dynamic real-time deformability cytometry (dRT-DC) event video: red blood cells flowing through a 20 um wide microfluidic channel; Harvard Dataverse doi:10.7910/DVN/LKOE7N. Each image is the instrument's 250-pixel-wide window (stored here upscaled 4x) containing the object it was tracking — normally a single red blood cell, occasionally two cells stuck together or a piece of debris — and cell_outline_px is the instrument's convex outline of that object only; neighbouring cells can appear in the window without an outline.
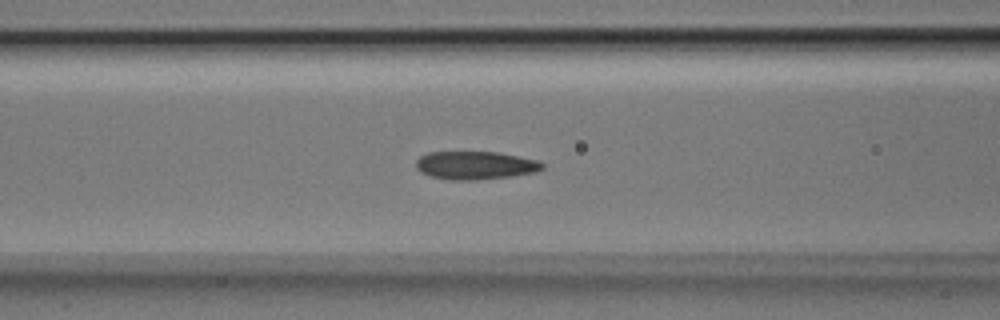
{"species": "Egyptian fruit bat (a non-hibernating species)", "species_latin": "Rousettus aegyptiacus", "temperature_condition": "room temperature", "stored_images_in_passage": 35, "camera_frame_rate_fps": 3000, "um_per_image_px": 0.085, "animal": {"sex": "male"}, "frame": {"image": 1, "passage_image": 5, "time_ms": 1.333, "image_size_px": [1000, 320], "cell_outline_px": [[544, 168], [536, 172], [512, 176], [476, 180], [452, 180], [432, 176], [420, 172], [416, 168], [416, 160], [420, 156], [428, 152], [500, 152], [540, 160], [544, 164]], "centroid_in_image_um": [40.44, 14.05], "position_along_channel_um": 126.2, "area_um2": 20.92}}
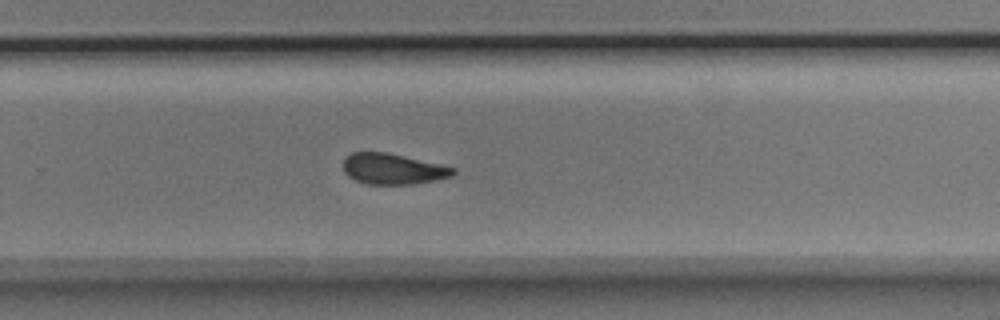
{"frame": {"image": 2, "passage_image": 18, "time_ms": 5.667, "image_size_px": [1000, 320], "cell_outline_px": [[456, 172], [452, 176], [412, 184], [368, 184], [356, 180], [348, 176], [344, 172], [344, 156], [352, 152], [388, 152], [456, 168]], "centroid_in_image_um": [33.37, 14.34], "position_along_channel_um": 296.4, "area_um2": 19.59}}
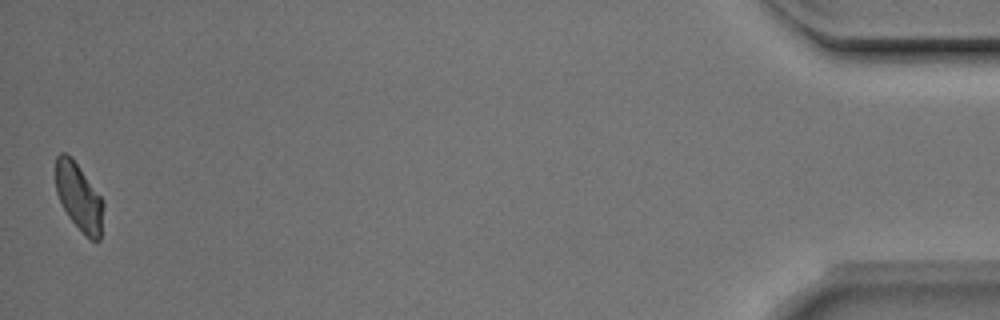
{"frame": {"image": 3, "passage_image": 35, "time_ms": 11.333, "image_size_px": [1000, 320], "cell_outline_px": [[104, 204], [100, 240], [92, 240], [84, 236], [68, 216], [56, 192], [56, 156], [60, 152], [64, 152], [72, 156], [100, 196]], "centroid_in_image_um": [6.71, 16.74], "position_along_channel_um": 428.5, "area_um2": 18.73}}